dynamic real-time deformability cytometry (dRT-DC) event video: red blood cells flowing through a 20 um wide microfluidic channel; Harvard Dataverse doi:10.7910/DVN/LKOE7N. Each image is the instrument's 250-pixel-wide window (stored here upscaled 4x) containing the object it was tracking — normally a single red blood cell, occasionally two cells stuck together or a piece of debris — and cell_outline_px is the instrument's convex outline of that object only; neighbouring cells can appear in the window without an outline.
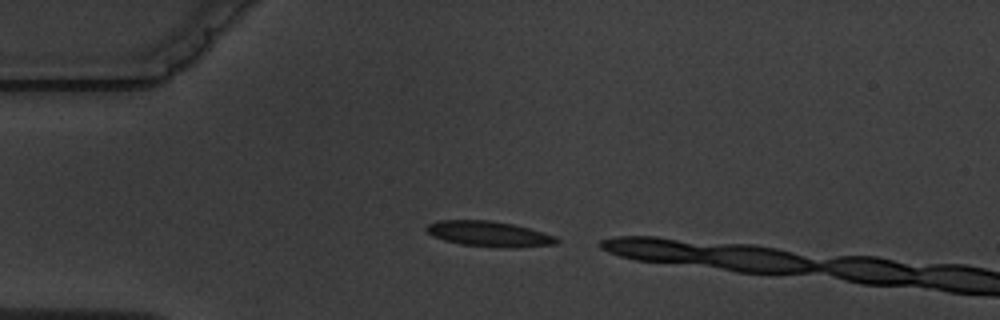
{"species": "common noctule bat (a hibernating species)", "species_latin": "Nyctalus noctula", "temperature_condition": "warm", "stored_images_in_passage": 2, "camera_frame_rate_fps": 3000, "um_per_image_px": 0.085, "animal": {"sex": "male", "body_mass_g": 19.5, "forearm_length_mm": 54.6}, "frame": {"image": 1, "passage_image": 1, "time_ms": 0.0, "image_size_px": [1000, 320], "cell_outline_px": [[560, 240], [556, 244], [520, 248], [500, 248], [460, 244], [444, 240], [432, 236], [424, 228], [428, 224], [436, 220], [488, 220], [512, 224], [528, 228], [556, 236]], "centroid_in_image_um": [41.57, 19.89], "position_along_channel_um": 43.4, "area_um2": 19.48}}